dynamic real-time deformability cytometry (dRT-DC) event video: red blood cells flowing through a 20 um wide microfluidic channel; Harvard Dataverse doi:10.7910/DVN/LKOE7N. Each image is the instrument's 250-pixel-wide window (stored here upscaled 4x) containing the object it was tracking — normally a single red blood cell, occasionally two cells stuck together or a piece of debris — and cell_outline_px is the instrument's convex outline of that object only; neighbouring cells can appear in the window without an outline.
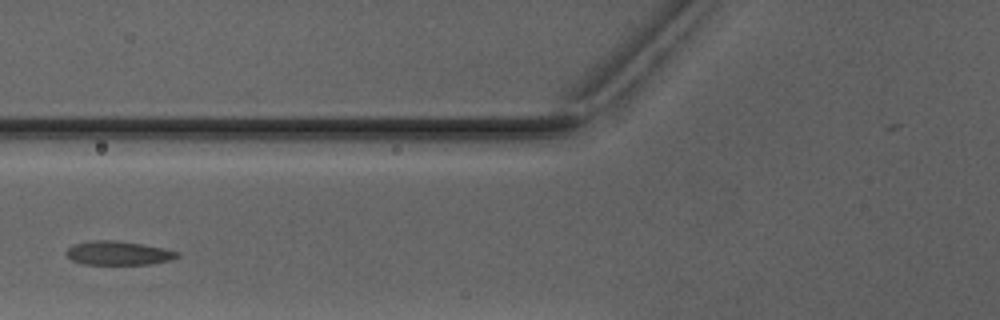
{"species": "Egyptian fruit bat (a non-hibernating species)", "species_latin": "Rousettus aegyptiacus", "temperature_condition": "warm", "stored_images_in_passage": 4, "camera_frame_rate_fps": 3000, "um_per_image_px": 0.085, "animal": {"sex": "male"}, "frame": {"image": 1, "passage_image": 3, "time_ms": 2.333, "image_size_px": [1000, 320], "cell_outline_px": [[180, 256], [168, 260], [152, 264], [84, 264], [72, 260], [64, 252], [72, 244], [96, 240], [116, 240], [144, 244], [164, 248], [180, 252]], "centroid_in_image_um": [10.06, 21.5], "position_along_channel_um": 115.7, "area_um2": 15.49}}
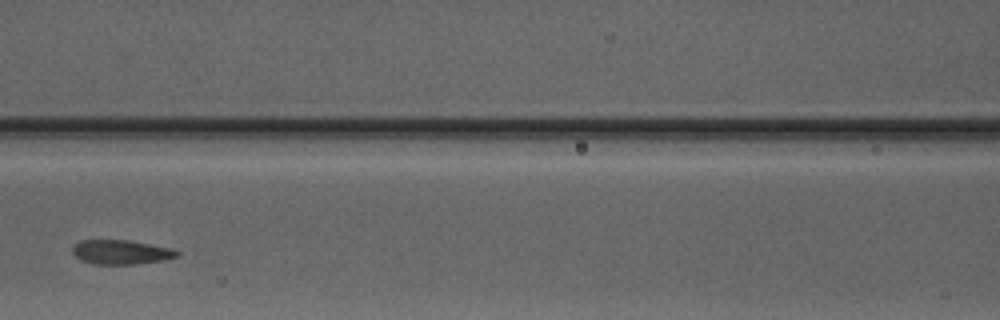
{"frame": {"image": 2, "passage_image": 4, "time_ms": 3.333, "image_size_px": [1000, 320], "cell_outline_px": [[180, 256], [164, 260], [136, 264], [92, 264], [80, 260], [72, 252], [72, 248], [80, 240], [128, 240], [168, 248], [180, 252]], "centroid_in_image_um": [10.27, 21.44], "position_along_channel_um": 156.3, "area_um2": 14.74}}